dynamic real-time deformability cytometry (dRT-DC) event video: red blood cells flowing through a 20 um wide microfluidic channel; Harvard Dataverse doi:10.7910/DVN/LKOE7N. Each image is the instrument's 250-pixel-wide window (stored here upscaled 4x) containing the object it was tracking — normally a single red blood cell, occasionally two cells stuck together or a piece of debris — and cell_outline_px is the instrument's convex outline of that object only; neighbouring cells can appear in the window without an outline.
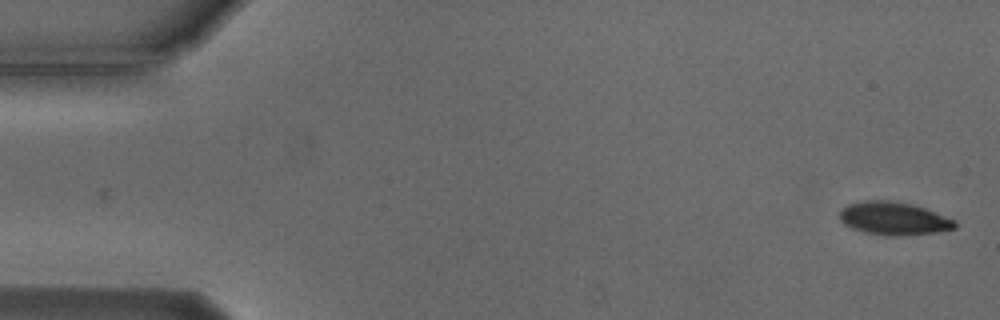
{"species": "Egyptian fruit bat (a non-hibernating species)", "species_latin": "Rousettus aegyptiacus", "temperature_condition": "cold", "stored_images_in_passage": 9, "camera_frame_rate_fps": 3000, "um_per_image_px": 0.085, "animal": {"sex": "male"}, "frame": {"image": 1, "passage_image": 1, "time_ms": 0.0, "image_size_px": [1000, 320], "cell_outline_px": [[956, 228], [936, 232], [900, 236], [884, 236], [864, 232], [852, 228], [844, 224], [840, 220], [840, 212], [848, 204], [864, 200], [888, 200], [912, 204], [924, 208], [956, 220]], "centroid_in_image_um": [75.96, 18.58], "position_along_channel_um": 9.0, "area_um2": 22.2}}